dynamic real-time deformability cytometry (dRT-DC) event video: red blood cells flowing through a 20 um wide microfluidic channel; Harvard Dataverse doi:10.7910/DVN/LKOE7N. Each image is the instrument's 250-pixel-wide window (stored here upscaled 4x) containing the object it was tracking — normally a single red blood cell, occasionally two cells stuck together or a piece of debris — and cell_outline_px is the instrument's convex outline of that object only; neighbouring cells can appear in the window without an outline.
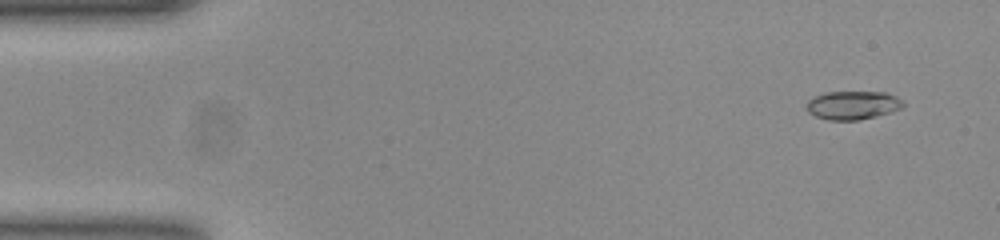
{"species": "common noctule bat (a hibernating species)", "species_latin": "Nyctalus noctula", "temperature_condition": "room temperature", "stored_images_in_passage": 50, "camera_frame_rate_fps": 3000, "um_per_image_px": 0.085, "animal": {"sex": "female", "body_mass_g": 23.0, "forearm_length_mm": 53.4}, "frame": {"image": 1, "passage_image": 1, "time_ms": 0.0, "image_size_px": [1000, 240], "cell_outline_px": [[904, 104], [900, 108], [876, 116], [860, 120], [828, 120], [816, 116], [808, 112], [808, 100], [824, 92], [884, 92], [896, 96], [904, 100]], "centroid_in_image_um": [72.5, 8.94], "position_along_channel_um": 12.5, "area_um2": 15.9}}
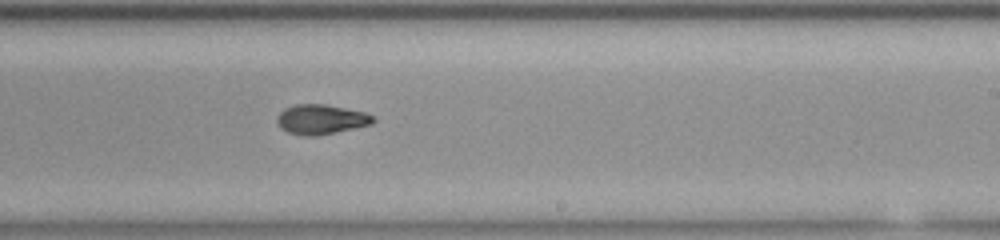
{"frame": {"image": 2, "passage_image": 29, "time_ms": 9.333, "image_size_px": [1000, 240], "cell_outline_px": [[376, 120], [372, 124], [316, 136], [304, 136], [288, 132], [280, 128], [276, 120], [276, 116], [284, 108], [296, 104], [324, 104], [364, 112], [376, 116]], "centroid_in_image_um": [27.27, 10.14], "position_along_channel_um": 261.7, "area_um2": 16.7}}
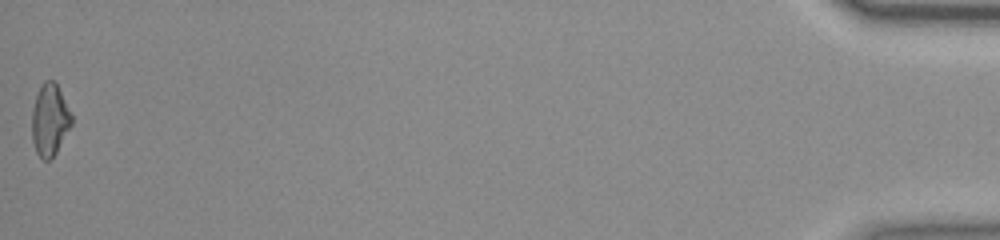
{"frame": {"image": 3, "passage_image": 50, "time_ms": 16.333, "image_size_px": [1000, 240], "cell_outline_px": [[72, 124], [56, 152], [48, 160], [44, 160], [36, 152], [32, 140], [32, 108], [36, 96], [44, 80], [52, 80], [56, 84], [72, 116]], "centroid_in_image_um": [4.21, 10.2], "position_along_channel_um": 431.0, "area_um2": 16.24}, "authors_computed_cell_mechanics": {"area_um2": 16.3863, "velocity_mm_per_s": 3.8925, "shape_relaxation_time_tau1_ms": 4.5558, "shape_relaxation_time_tau2_ms": 2.4703, "deformation_change_tau1": 0.1619, "deformation_change_tau2": 0.0631}}